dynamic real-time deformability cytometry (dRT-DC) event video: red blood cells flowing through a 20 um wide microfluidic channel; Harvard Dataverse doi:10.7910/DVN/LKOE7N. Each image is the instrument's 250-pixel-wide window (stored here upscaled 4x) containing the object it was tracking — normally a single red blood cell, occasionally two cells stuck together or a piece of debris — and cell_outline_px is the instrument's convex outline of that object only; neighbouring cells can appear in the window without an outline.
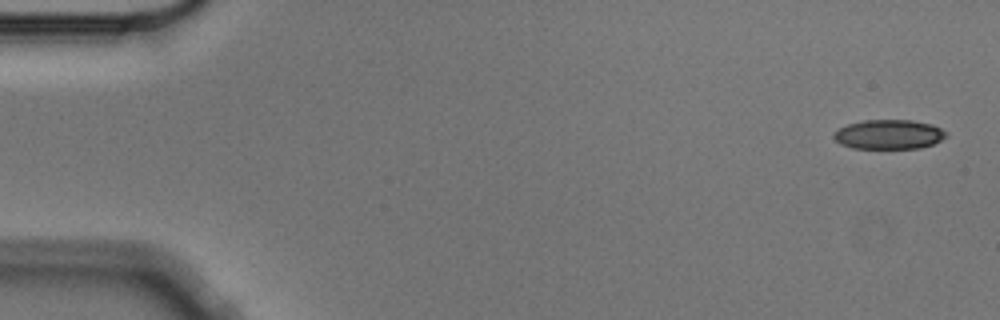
{"species": "Egyptian fruit bat (a non-hibernating species)", "species_latin": "Rousettus aegyptiacus", "temperature_condition": "cold", "stored_images_in_passage": 6, "segment_of_instrument_passage": [1, 2], "camera_frame_rate_fps": 3000, "um_per_image_px": 0.085, "animal": {"sex": "male"}, "frame": {"image": 1, "passage_image": 1, "time_ms": 0.0, "image_size_px": [1000, 320], "cell_outline_px": [[948, 136], [932, 144], [920, 148], [852, 148], [840, 144], [832, 136], [840, 128], [848, 124], [864, 120], [912, 120], [932, 124], [948, 132]], "centroid_in_image_um": [75.58, 11.42], "position_along_channel_um": 9.4, "area_um2": 19.25}}
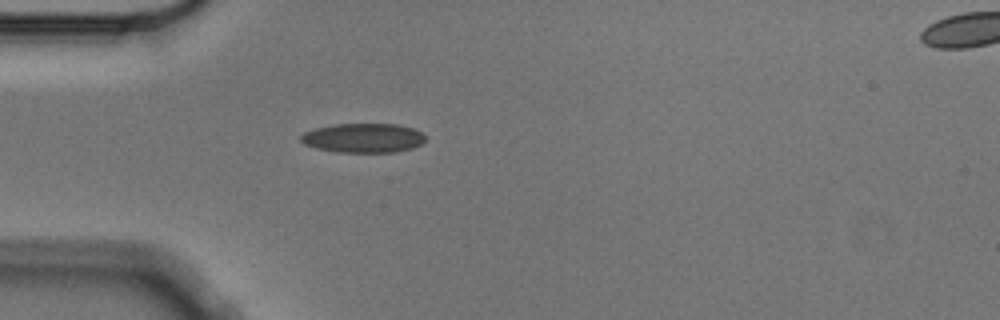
{"frame": {"image": 2, "passage_image": 5, "time_ms": 1.333, "image_size_px": [1000, 320], "cell_outline_px": [[424, 140], [420, 144], [412, 148], [396, 152], [336, 152], [316, 148], [304, 144], [300, 140], [300, 136], [304, 132], [316, 128], [332, 124], [396, 124], [412, 128], [420, 132], [424, 136]], "centroid_in_image_um": [30.84, 11.73], "position_along_channel_um": 54.2, "area_um2": 21.21}}